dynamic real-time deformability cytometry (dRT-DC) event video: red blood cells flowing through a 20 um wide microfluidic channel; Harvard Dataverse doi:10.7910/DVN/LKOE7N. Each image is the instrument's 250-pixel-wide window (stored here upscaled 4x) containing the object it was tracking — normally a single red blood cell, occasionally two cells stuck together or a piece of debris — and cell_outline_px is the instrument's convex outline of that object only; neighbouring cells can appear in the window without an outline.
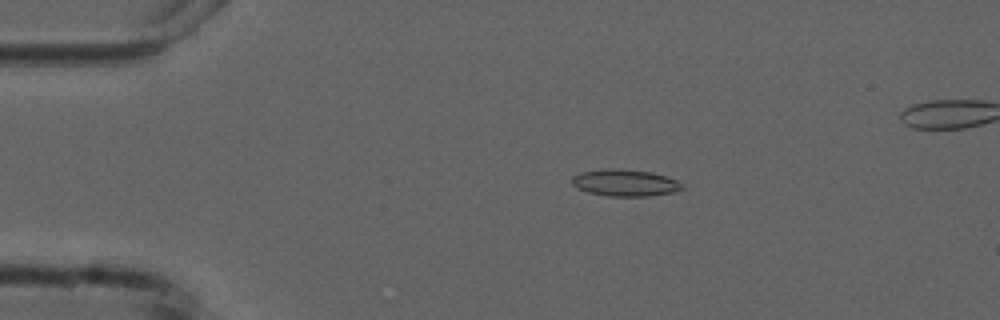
{"species": "common noctule bat (a hibernating species)", "species_latin": "Nyctalus noctula", "temperature_condition": "cold", "stored_images_in_passage": 7, "camera_frame_rate_fps": 3000, "um_per_image_px": 0.085, "animal": {"sex": "male", "forearm_length_mm": 52.5}, "frame": {"image": 1, "passage_image": 2, "time_ms": 2.0, "image_size_px": [1000, 320], "cell_outline_px": [[684, 188], [672, 192], [648, 196], [608, 196], [588, 192], [576, 188], [572, 184], [572, 176], [580, 172], [608, 168], [620, 168], [652, 172], [676, 180], [684, 184]], "centroid_in_image_um": [53.1, 15.53], "position_along_channel_um": 31.9, "area_um2": 17.28}}
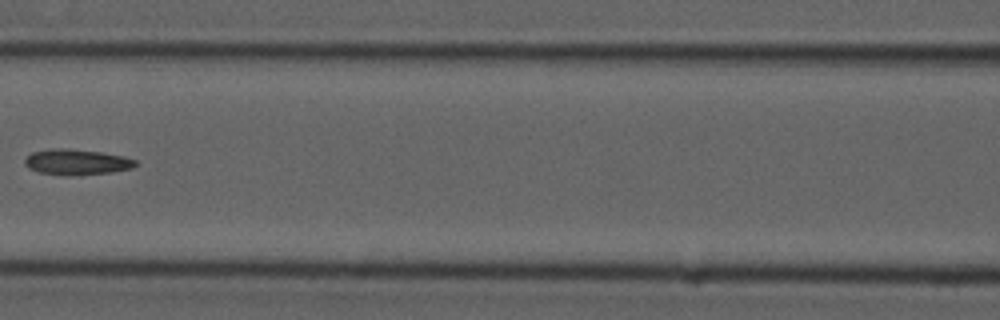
{"frame": {"image": 2, "passage_image": 6, "time_ms": 6.667, "image_size_px": [1000, 320], "cell_outline_px": [[136, 164], [132, 168], [112, 172], [72, 176], [64, 176], [36, 172], [28, 168], [24, 164], [24, 160], [32, 152], [52, 148], [64, 148], [100, 152], [124, 156], [136, 160]], "centroid_in_image_um": [6.48, 13.79], "position_along_channel_um": 160.1, "area_um2": 16.7}}
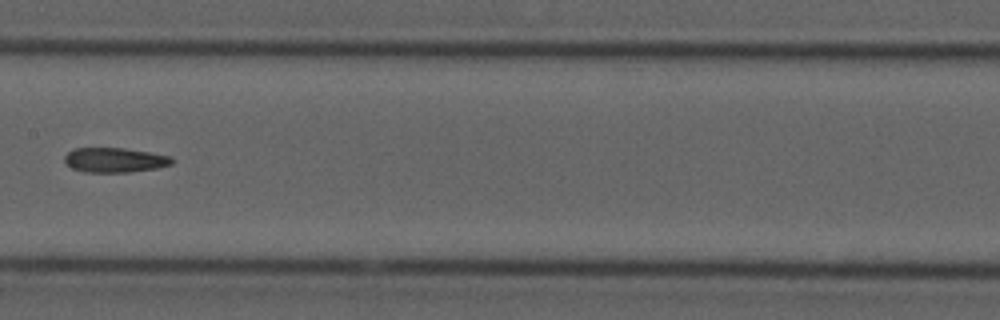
{"frame": {"image": 3, "passage_image": 7, "time_ms": 7.667, "image_size_px": [1000, 320], "cell_outline_px": [[176, 160], [172, 164], [156, 168], [128, 172], [84, 172], [72, 168], [64, 160], [64, 156], [68, 152], [76, 148], [124, 148], [172, 156]], "centroid_in_image_um": [9.78, 13.6], "position_along_channel_um": 197.6, "area_um2": 15.43}}